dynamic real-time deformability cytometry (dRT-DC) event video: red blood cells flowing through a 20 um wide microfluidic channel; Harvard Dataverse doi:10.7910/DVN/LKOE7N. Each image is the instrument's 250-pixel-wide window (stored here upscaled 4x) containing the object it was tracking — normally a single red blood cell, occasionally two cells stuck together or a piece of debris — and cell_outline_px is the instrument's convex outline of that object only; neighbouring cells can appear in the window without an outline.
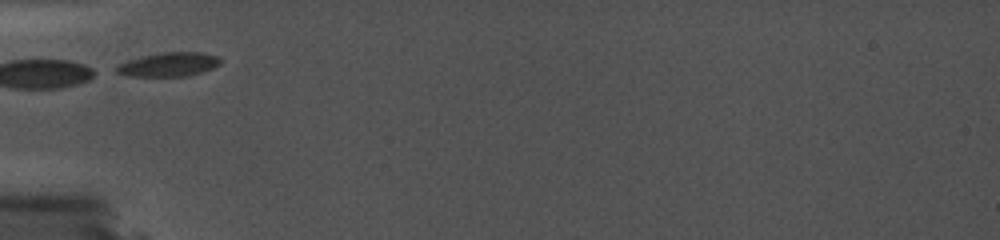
{"species": "common noctule bat (a hibernating species)", "species_latin": "Nyctalus noctula", "temperature_condition": "cold", "stored_images_in_passage": 37, "camera_frame_rate_fps": 5000, "um_per_image_px": 0.085, "animal": {"sex": "female", "body_mass_g": 19.0, "forearm_length_mm": 56.7}, "frame": {"image": 1, "passage_image": 1, "time_ms": 0.0, "image_size_px": [1000, 240], "cell_outline_px": [[224, 60], [220, 64], [212, 68], [188, 76], [128, 76], [116, 72], [116, 64], [128, 60], [160, 52], [200, 52], [216, 56]], "centroid_in_image_um": [14.34, 5.47], "position_along_channel_um": 70.7, "area_um2": 14.51}}